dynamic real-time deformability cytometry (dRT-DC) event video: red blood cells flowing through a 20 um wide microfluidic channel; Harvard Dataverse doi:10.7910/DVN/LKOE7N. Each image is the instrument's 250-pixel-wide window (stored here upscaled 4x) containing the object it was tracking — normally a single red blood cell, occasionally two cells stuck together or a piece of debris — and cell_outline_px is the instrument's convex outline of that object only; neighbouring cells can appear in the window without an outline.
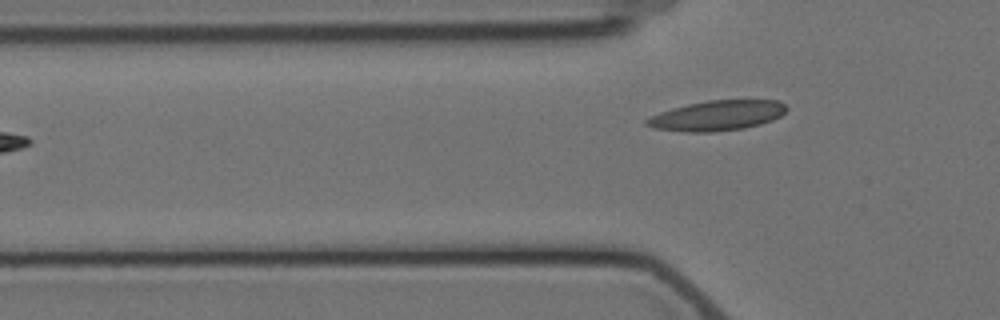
{"species": "Egyptian fruit bat (a non-hibernating species)", "species_latin": "Rousettus aegyptiacus", "temperature_condition": "cold", "stored_images_in_passage": 3, "segment_of_instrument_passage": [2, 2], "camera_frame_rate_fps": 3000, "um_per_image_px": 0.085, "animal": {"sex": "female"}, "frame": {"image": 1, "passage_image": 3, "time_ms": 2.0, "image_size_px": [1000, 320], "cell_outline_px": [[788, 108], [780, 116], [772, 120], [760, 124], [744, 128], [712, 132], [684, 132], [656, 128], [644, 124], [644, 120], [660, 112], [672, 108], [688, 104], [708, 100], [780, 100]], "centroid_in_image_um": [60.96, 9.82], "position_along_channel_um": 64.8, "area_um2": 24.45}}